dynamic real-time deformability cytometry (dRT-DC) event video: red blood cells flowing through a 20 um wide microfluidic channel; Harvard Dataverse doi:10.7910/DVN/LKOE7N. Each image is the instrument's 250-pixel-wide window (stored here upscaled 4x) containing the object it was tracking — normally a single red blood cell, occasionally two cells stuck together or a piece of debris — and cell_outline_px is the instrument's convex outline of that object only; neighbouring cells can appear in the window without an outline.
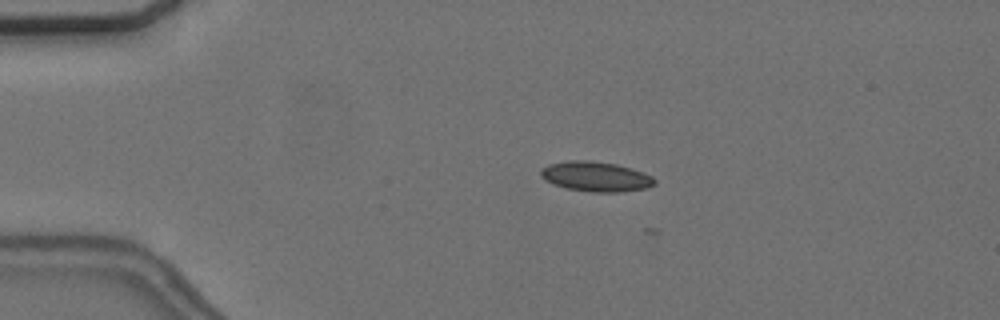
{"species": "common noctule bat (a hibernating species)", "species_latin": "Nyctalus noctula", "temperature_condition": "cold", "stored_images_in_passage": 2, "camera_frame_rate_fps": 3000, "um_per_image_px": 0.085, "animal": {"sex": "female", "body_mass_g": 24.6, "forearm_length_mm": 56.2}, "frame": {"image": 1, "passage_image": 1, "time_ms": 0.0, "image_size_px": [1000, 320], "cell_outline_px": [[656, 184], [648, 188], [620, 192], [592, 192], [568, 188], [544, 180], [540, 176], [540, 172], [548, 164], [568, 160], [592, 160], [616, 164], [644, 172], [652, 176], [656, 180]], "centroid_in_image_um": [50.68, 15.0], "position_along_channel_um": 34.3, "area_um2": 19.88}}